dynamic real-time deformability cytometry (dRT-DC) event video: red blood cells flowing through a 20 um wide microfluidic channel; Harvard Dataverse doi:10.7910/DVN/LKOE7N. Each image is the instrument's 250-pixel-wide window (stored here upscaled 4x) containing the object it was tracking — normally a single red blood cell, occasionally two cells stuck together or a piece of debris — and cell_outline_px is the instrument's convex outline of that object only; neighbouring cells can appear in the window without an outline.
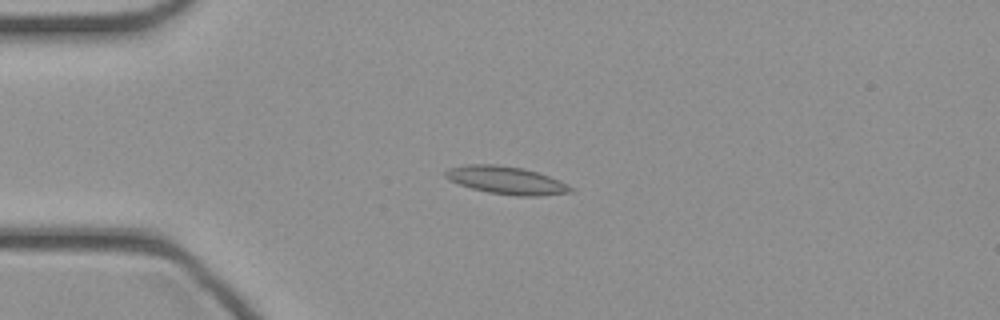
{"species": "common noctule bat (a hibernating species)", "species_latin": "Nyctalus noctula", "temperature_condition": "cold", "stored_images_in_passage": 46, "camera_frame_rate_fps": 3000, "um_per_image_px": 0.085, "animal": {"sex": "female", "body_mass_g": 21.9}, "frame": {"image": 1, "passage_image": 11, "time_ms": 3.333, "image_size_px": [1000, 320], "cell_outline_px": [[576, 188], [572, 192], [536, 196], [516, 196], [488, 192], [472, 188], [460, 184], [444, 176], [444, 172], [448, 168], [468, 164], [492, 164], [520, 168], [536, 172], [560, 180]], "centroid_in_image_um": [43.07, 15.33], "position_along_channel_um": 41.9, "area_um2": 20.06}}
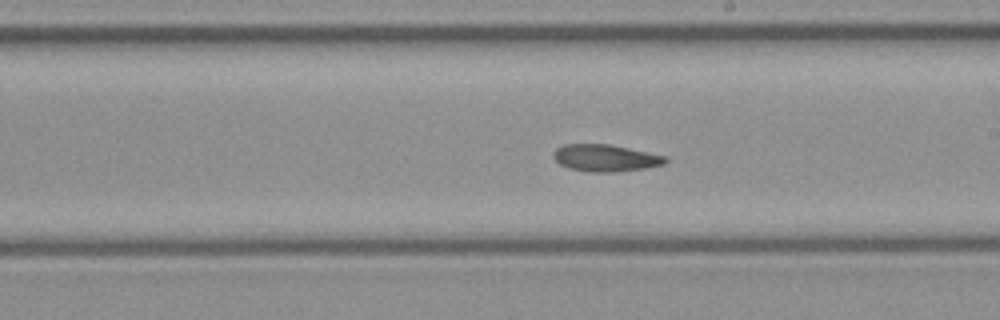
{"frame": {"image": 2, "passage_image": 26, "time_ms": 8.333, "image_size_px": [1000, 320], "cell_outline_px": [[668, 160], [664, 164], [644, 168], [612, 172], [588, 172], [568, 168], [560, 164], [552, 156], [552, 152], [556, 148], [564, 144], [608, 144], [668, 156]], "centroid_in_image_um": [51.44, 13.42], "position_along_channel_um": 237.6, "area_um2": 17.63}}
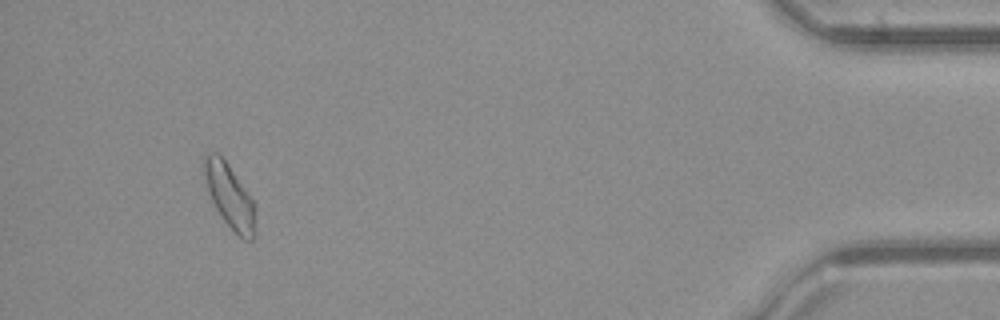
{"frame": {"image": 3, "passage_image": 43, "time_ms": 14.0, "image_size_px": [1000, 320], "cell_outline_px": [[256, 236], [252, 240], [244, 240], [224, 220], [216, 208], [208, 192], [200, 172], [200, 164], [204, 156], [208, 152], [216, 152], [228, 164], [252, 200]], "centroid_in_image_um": [19.43, 16.6], "position_along_channel_um": 415.8, "area_um2": 19.02}}